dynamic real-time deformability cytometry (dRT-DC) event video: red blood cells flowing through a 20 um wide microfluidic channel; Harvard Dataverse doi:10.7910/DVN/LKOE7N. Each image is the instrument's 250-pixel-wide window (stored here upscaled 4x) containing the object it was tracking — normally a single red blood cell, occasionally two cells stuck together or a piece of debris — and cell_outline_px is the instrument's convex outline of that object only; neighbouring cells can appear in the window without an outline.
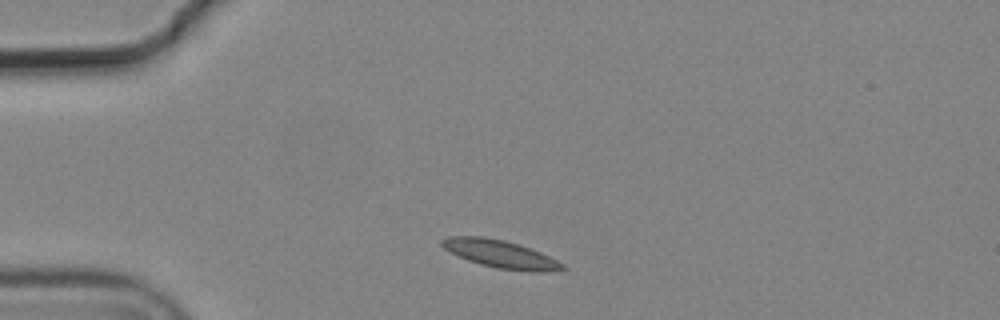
{"species": "common noctule bat (a hibernating species)", "species_latin": "Nyctalus noctula", "temperature_condition": "cold", "stored_images_in_passage": 2, "camera_frame_rate_fps": 3000, "um_per_image_px": 0.085, "animal": {"sex": "male", "body_mass_g": 19.2, "forearm_length_mm": 51.8}, "frame": {"image": 1, "passage_image": 1, "time_ms": 0.0, "image_size_px": [1000, 320], "cell_outline_px": [[568, 268], [548, 272], [532, 272], [496, 268], [480, 264], [468, 260], [448, 252], [440, 244], [440, 240], [448, 236], [480, 236], [504, 240], [540, 252], [564, 264]], "centroid_in_image_um": [42.51, 21.6], "position_along_channel_um": 42.5, "area_um2": 19.48}}